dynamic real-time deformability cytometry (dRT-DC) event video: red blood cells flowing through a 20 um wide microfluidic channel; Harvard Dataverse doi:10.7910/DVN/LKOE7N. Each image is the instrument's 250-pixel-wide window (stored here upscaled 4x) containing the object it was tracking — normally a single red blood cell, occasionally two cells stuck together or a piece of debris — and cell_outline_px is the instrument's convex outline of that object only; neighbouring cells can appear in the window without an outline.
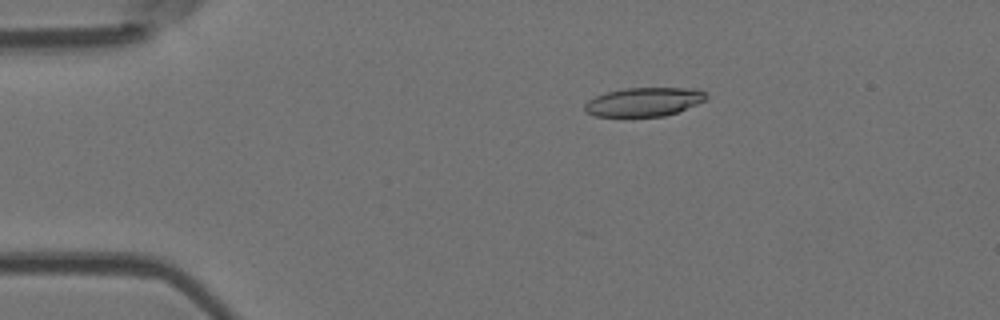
{"species": "Egyptian fruit bat (a non-hibernating species)", "species_latin": "Rousettus aegyptiacus", "temperature_condition": "room temperature", "stored_images_in_passage": 4, "camera_frame_rate_fps": 3000, "um_per_image_px": 0.085, "animal": {"sex": "female"}, "frame": {"image": 1, "passage_image": 3, "time_ms": 2.333, "image_size_px": [1000, 320], "cell_outline_px": [[708, 96], [704, 100], [696, 104], [676, 112], [664, 116], [596, 116], [588, 112], [584, 108], [584, 104], [588, 100], [596, 96], [608, 92], [624, 88], [700, 88]], "centroid_in_image_um": [54.75, 8.65], "position_along_channel_um": 30.3, "area_um2": 20.17}}